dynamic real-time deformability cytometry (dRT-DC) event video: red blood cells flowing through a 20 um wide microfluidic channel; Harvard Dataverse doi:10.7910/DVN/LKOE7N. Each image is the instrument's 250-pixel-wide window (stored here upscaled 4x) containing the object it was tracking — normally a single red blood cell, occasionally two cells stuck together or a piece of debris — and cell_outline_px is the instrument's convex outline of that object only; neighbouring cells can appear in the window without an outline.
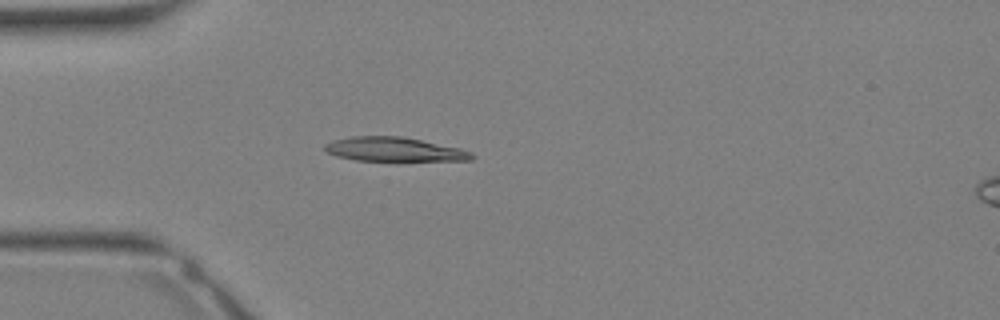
{"species": "Egyptian fruit bat (a non-hibernating species)", "species_latin": "Rousettus aegyptiacus", "temperature_condition": "warm", "stored_images_in_passage": 20, "camera_frame_rate_fps": 3000, "um_per_image_px": 0.085, "animal": {"sex": "female"}, "frame": {"image": 1, "passage_image": 7, "time_ms": 2.0, "image_size_px": [1000, 320], "cell_outline_px": [[476, 156], [472, 160], [396, 164], [356, 160], [336, 156], [328, 152], [324, 148], [324, 144], [332, 140], [352, 136], [404, 136], [460, 148], [472, 152]], "centroid_in_image_um": [33.6, 12.76], "position_along_channel_um": 51.4, "area_um2": 22.25}}
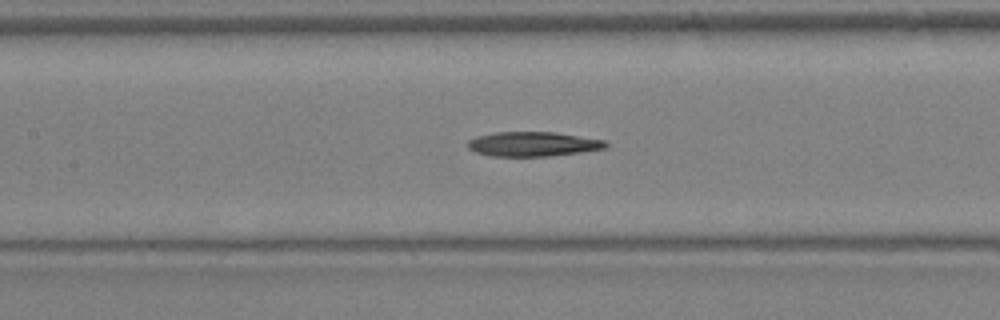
{"frame": {"image": 2, "passage_image": 13, "time_ms": 4.0, "image_size_px": [1000, 320], "cell_outline_px": [[608, 148], [580, 152], [548, 156], [492, 156], [476, 152], [468, 148], [468, 140], [476, 136], [492, 132], [556, 132], [604, 140], [608, 144]], "centroid_in_image_um": [45.3, 12.24], "position_along_channel_um": 162.1, "area_um2": 19.77}}
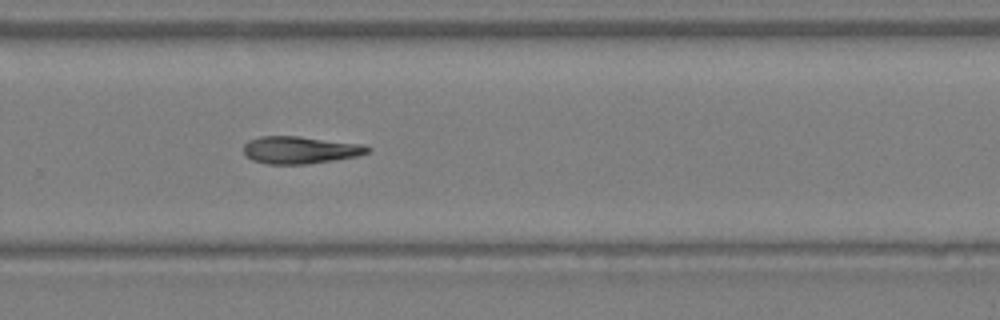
{"frame": {"image": 3, "passage_image": 20, "time_ms": 6.333, "image_size_px": [1000, 320], "cell_outline_px": [[372, 148], [368, 152], [356, 156], [308, 164], [268, 164], [252, 160], [244, 152], [244, 144], [248, 140], [260, 136], [296, 136], [364, 144]], "centroid_in_image_um": [25.5, 12.74], "position_along_channel_um": 304.3, "area_um2": 19.65}}